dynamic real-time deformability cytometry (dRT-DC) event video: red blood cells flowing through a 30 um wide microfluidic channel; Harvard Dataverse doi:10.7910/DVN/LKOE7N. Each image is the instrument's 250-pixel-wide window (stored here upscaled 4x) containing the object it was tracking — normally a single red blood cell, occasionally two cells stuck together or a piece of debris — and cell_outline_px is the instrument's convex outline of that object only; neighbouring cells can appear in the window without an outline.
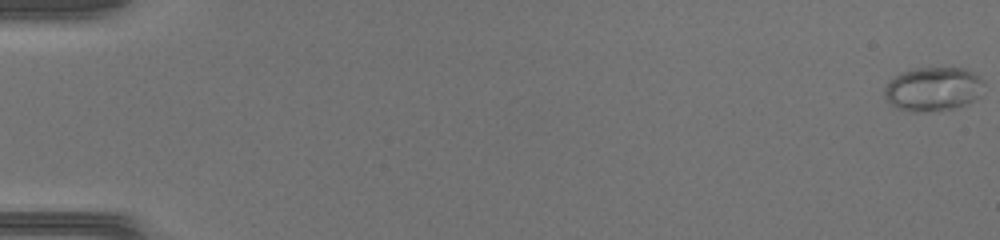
{"species": "common noctule bat (a hibernating species)", "species_latin": "Nyctalus noctula", "temperature_condition": "warm", "stored_images_in_passage": 47, "camera_frame_rate_fps": 3000, "um_per_image_px": 0.085, "animal": {"sex": "female", "body_mass_g": 17.0, "forearm_length_mm": 48.0}, "frame": {"image": 1, "passage_image": 1, "time_ms": 0.0, "image_size_px": [1000, 240], "cell_outline_px": [[984, 84], [980, 96], [964, 104], [952, 108], [928, 112], [912, 112], [896, 108], [884, 96], [884, 88], [888, 80], [900, 72], [912, 68], [964, 68], [980, 76], [984, 80]], "centroid_in_image_um": [79.29, 7.56], "position_along_channel_um": 5.7, "area_um2": 25.72}}
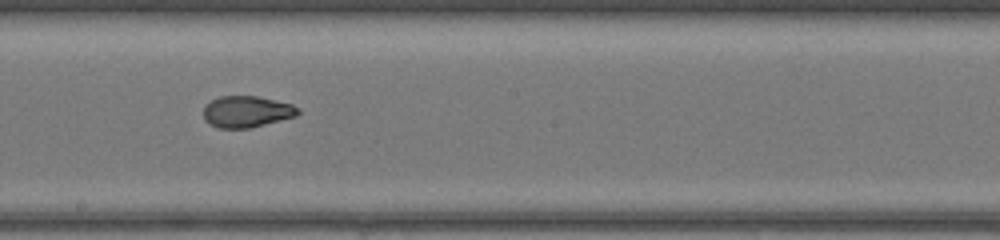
{"frame": {"image": 2, "passage_image": 28, "time_ms": 9.0, "image_size_px": [1000, 240], "cell_outline_px": [[300, 112], [296, 116], [248, 128], [220, 128], [204, 120], [204, 104], [220, 96], [256, 96], [292, 104], [300, 108]], "centroid_in_image_um": [20.96, 9.48], "position_along_channel_um": 227.2, "area_um2": 17.17}}
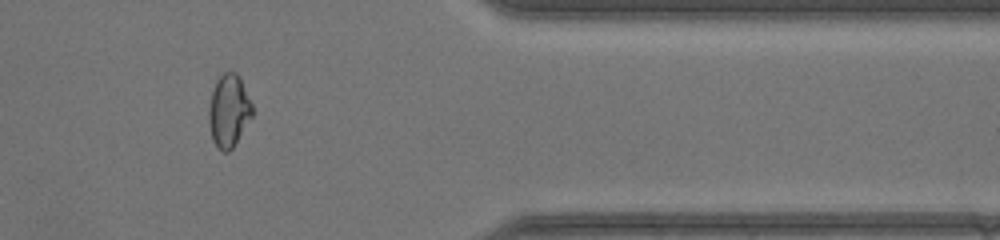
{"frame": {"image": 3, "passage_image": 40, "time_ms": 13.0, "image_size_px": [1000, 240], "cell_outline_px": [[256, 112], [232, 148], [228, 152], [224, 152], [216, 148], [212, 140], [208, 124], [208, 108], [212, 92], [216, 80], [224, 72], [236, 72]], "centroid_in_image_um": [19.44, 9.46], "position_along_channel_um": 392.0, "area_um2": 18.61}}